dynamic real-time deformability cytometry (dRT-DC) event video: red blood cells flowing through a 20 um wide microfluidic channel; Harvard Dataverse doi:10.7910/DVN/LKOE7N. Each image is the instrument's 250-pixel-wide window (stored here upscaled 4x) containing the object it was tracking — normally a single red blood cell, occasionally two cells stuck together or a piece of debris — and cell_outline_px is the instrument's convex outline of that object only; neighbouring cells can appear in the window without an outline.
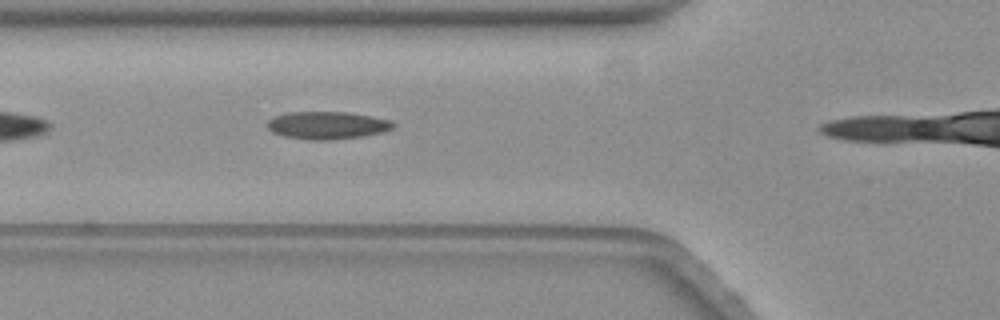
{"species": "common noctule bat (a hibernating species)", "species_latin": "Nyctalus noctula", "temperature_condition": "warm", "stored_images_in_passage": 13, "camera_frame_rate_fps": 3000, "um_per_image_px": 0.085, "animal": {"sex": "female", "body_mass_g": 19.3, "forearm_length_mm": 54.1}, "frame": {"image": 1, "passage_image": 6, "time_ms": 1.667, "image_size_px": [1000, 320], "cell_outline_px": [[396, 124], [392, 128], [380, 132], [364, 136], [328, 140], [312, 140], [284, 136], [272, 132], [268, 128], [268, 120], [276, 116], [288, 112], [348, 112], [372, 116], [392, 120]], "centroid_in_image_um": [27.83, 10.64], "position_along_channel_um": 98.0, "area_um2": 20.17}}